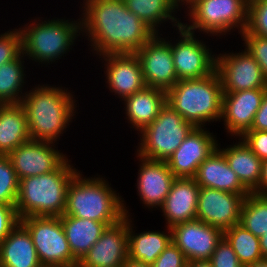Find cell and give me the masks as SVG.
<instances>
[{
	"mask_svg": "<svg viewBox=\"0 0 267 267\" xmlns=\"http://www.w3.org/2000/svg\"><path fill=\"white\" fill-rule=\"evenodd\" d=\"M24 54L0 65V104H18L22 102L24 87ZM22 94V95H21Z\"/></svg>",
	"mask_w": 267,
	"mask_h": 267,
	"instance_id": "obj_30",
	"label": "cell"
},
{
	"mask_svg": "<svg viewBox=\"0 0 267 267\" xmlns=\"http://www.w3.org/2000/svg\"><path fill=\"white\" fill-rule=\"evenodd\" d=\"M38 267H58V266H56V265L41 264Z\"/></svg>",
	"mask_w": 267,
	"mask_h": 267,
	"instance_id": "obj_48",
	"label": "cell"
},
{
	"mask_svg": "<svg viewBox=\"0 0 267 267\" xmlns=\"http://www.w3.org/2000/svg\"><path fill=\"white\" fill-rule=\"evenodd\" d=\"M68 159L55 171L19 180L15 205L20 219L28 216H62L66 208L67 189L79 172Z\"/></svg>",
	"mask_w": 267,
	"mask_h": 267,
	"instance_id": "obj_3",
	"label": "cell"
},
{
	"mask_svg": "<svg viewBox=\"0 0 267 267\" xmlns=\"http://www.w3.org/2000/svg\"><path fill=\"white\" fill-rule=\"evenodd\" d=\"M172 242L187 261L209 260L224 232L200 220L179 223L171 227Z\"/></svg>",
	"mask_w": 267,
	"mask_h": 267,
	"instance_id": "obj_15",
	"label": "cell"
},
{
	"mask_svg": "<svg viewBox=\"0 0 267 267\" xmlns=\"http://www.w3.org/2000/svg\"><path fill=\"white\" fill-rule=\"evenodd\" d=\"M244 199L241 194L200 187L196 219L224 232L240 223Z\"/></svg>",
	"mask_w": 267,
	"mask_h": 267,
	"instance_id": "obj_13",
	"label": "cell"
},
{
	"mask_svg": "<svg viewBox=\"0 0 267 267\" xmlns=\"http://www.w3.org/2000/svg\"><path fill=\"white\" fill-rule=\"evenodd\" d=\"M216 70L223 92L267 88L261 67L246 49L239 53L216 54Z\"/></svg>",
	"mask_w": 267,
	"mask_h": 267,
	"instance_id": "obj_12",
	"label": "cell"
},
{
	"mask_svg": "<svg viewBox=\"0 0 267 267\" xmlns=\"http://www.w3.org/2000/svg\"><path fill=\"white\" fill-rule=\"evenodd\" d=\"M260 239V249L263 258H267V232H264V234L259 237Z\"/></svg>",
	"mask_w": 267,
	"mask_h": 267,
	"instance_id": "obj_44",
	"label": "cell"
},
{
	"mask_svg": "<svg viewBox=\"0 0 267 267\" xmlns=\"http://www.w3.org/2000/svg\"><path fill=\"white\" fill-rule=\"evenodd\" d=\"M137 157L141 162L136 185L140 200L148 208H161L176 177L166 161Z\"/></svg>",
	"mask_w": 267,
	"mask_h": 267,
	"instance_id": "obj_20",
	"label": "cell"
},
{
	"mask_svg": "<svg viewBox=\"0 0 267 267\" xmlns=\"http://www.w3.org/2000/svg\"><path fill=\"white\" fill-rule=\"evenodd\" d=\"M128 258V216L107 226L77 267H121Z\"/></svg>",
	"mask_w": 267,
	"mask_h": 267,
	"instance_id": "obj_16",
	"label": "cell"
},
{
	"mask_svg": "<svg viewBox=\"0 0 267 267\" xmlns=\"http://www.w3.org/2000/svg\"><path fill=\"white\" fill-rule=\"evenodd\" d=\"M19 180L8 155H0V204L16 205Z\"/></svg>",
	"mask_w": 267,
	"mask_h": 267,
	"instance_id": "obj_33",
	"label": "cell"
},
{
	"mask_svg": "<svg viewBox=\"0 0 267 267\" xmlns=\"http://www.w3.org/2000/svg\"><path fill=\"white\" fill-rule=\"evenodd\" d=\"M155 34L137 52L147 87L168 91L179 80L174 67L171 42Z\"/></svg>",
	"mask_w": 267,
	"mask_h": 267,
	"instance_id": "obj_11",
	"label": "cell"
},
{
	"mask_svg": "<svg viewBox=\"0 0 267 267\" xmlns=\"http://www.w3.org/2000/svg\"><path fill=\"white\" fill-rule=\"evenodd\" d=\"M127 9L136 14L156 34L163 21L171 20L172 25L180 27L182 22L175 17L174 12L179 8L177 0H123ZM173 15V16H172ZM167 19V20H166Z\"/></svg>",
	"mask_w": 267,
	"mask_h": 267,
	"instance_id": "obj_29",
	"label": "cell"
},
{
	"mask_svg": "<svg viewBox=\"0 0 267 267\" xmlns=\"http://www.w3.org/2000/svg\"><path fill=\"white\" fill-rule=\"evenodd\" d=\"M30 140L26 111L21 103L0 104V155Z\"/></svg>",
	"mask_w": 267,
	"mask_h": 267,
	"instance_id": "obj_27",
	"label": "cell"
},
{
	"mask_svg": "<svg viewBox=\"0 0 267 267\" xmlns=\"http://www.w3.org/2000/svg\"><path fill=\"white\" fill-rule=\"evenodd\" d=\"M266 91L267 88H257L223 92L221 119H224L225 129L231 136L241 138L250 131Z\"/></svg>",
	"mask_w": 267,
	"mask_h": 267,
	"instance_id": "obj_18",
	"label": "cell"
},
{
	"mask_svg": "<svg viewBox=\"0 0 267 267\" xmlns=\"http://www.w3.org/2000/svg\"><path fill=\"white\" fill-rule=\"evenodd\" d=\"M41 265L28 230L19 222L0 243V267H38Z\"/></svg>",
	"mask_w": 267,
	"mask_h": 267,
	"instance_id": "obj_24",
	"label": "cell"
},
{
	"mask_svg": "<svg viewBox=\"0 0 267 267\" xmlns=\"http://www.w3.org/2000/svg\"><path fill=\"white\" fill-rule=\"evenodd\" d=\"M254 193L267 195V160L262 162L261 180L259 182V187Z\"/></svg>",
	"mask_w": 267,
	"mask_h": 267,
	"instance_id": "obj_42",
	"label": "cell"
},
{
	"mask_svg": "<svg viewBox=\"0 0 267 267\" xmlns=\"http://www.w3.org/2000/svg\"><path fill=\"white\" fill-rule=\"evenodd\" d=\"M54 145V142L30 139L12 150L8 156L18 180L57 170L68 158Z\"/></svg>",
	"mask_w": 267,
	"mask_h": 267,
	"instance_id": "obj_14",
	"label": "cell"
},
{
	"mask_svg": "<svg viewBox=\"0 0 267 267\" xmlns=\"http://www.w3.org/2000/svg\"><path fill=\"white\" fill-rule=\"evenodd\" d=\"M121 267H151V265L146 264L141 261H136L131 258H127V260L124 262V264Z\"/></svg>",
	"mask_w": 267,
	"mask_h": 267,
	"instance_id": "obj_43",
	"label": "cell"
},
{
	"mask_svg": "<svg viewBox=\"0 0 267 267\" xmlns=\"http://www.w3.org/2000/svg\"><path fill=\"white\" fill-rule=\"evenodd\" d=\"M223 88L215 70L199 79L179 80L166 92V103L194 127L221 120Z\"/></svg>",
	"mask_w": 267,
	"mask_h": 267,
	"instance_id": "obj_5",
	"label": "cell"
},
{
	"mask_svg": "<svg viewBox=\"0 0 267 267\" xmlns=\"http://www.w3.org/2000/svg\"><path fill=\"white\" fill-rule=\"evenodd\" d=\"M183 252L171 242L154 261L151 267H187Z\"/></svg>",
	"mask_w": 267,
	"mask_h": 267,
	"instance_id": "obj_38",
	"label": "cell"
},
{
	"mask_svg": "<svg viewBox=\"0 0 267 267\" xmlns=\"http://www.w3.org/2000/svg\"><path fill=\"white\" fill-rule=\"evenodd\" d=\"M82 32L98 56L113 53H136L156 33L123 0L83 1ZM89 34V35H88Z\"/></svg>",
	"mask_w": 267,
	"mask_h": 267,
	"instance_id": "obj_1",
	"label": "cell"
},
{
	"mask_svg": "<svg viewBox=\"0 0 267 267\" xmlns=\"http://www.w3.org/2000/svg\"><path fill=\"white\" fill-rule=\"evenodd\" d=\"M22 53L20 28L0 34V65L18 58Z\"/></svg>",
	"mask_w": 267,
	"mask_h": 267,
	"instance_id": "obj_35",
	"label": "cell"
},
{
	"mask_svg": "<svg viewBox=\"0 0 267 267\" xmlns=\"http://www.w3.org/2000/svg\"><path fill=\"white\" fill-rule=\"evenodd\" d=\"M75 102L72 93L62 87L46 84L27 91L21 104L26 111L30 139L58 141L75 116Z\"/></svg>",
	"mask_w": 267,
	"mask_h": 267,
	"instance_id": "obj_2",
	"label": "cell"
},
{
	"mask_svg": "<svg viewBox=\"0 0 267 267\" xmlns=\"http://www.w3.org/2000/svg\"><path fill=\"white\" fill-rule=\"evenodd\" d=\"M20 223L28 230L41 264L77 267L59 216H28Z\"/></svg>",
	"mask_w": 267,
	"mask_h": 267,
	"instance_id": "obj_9",
	"label": "cell"
},
{
	"mask_svg": "<svg viewBox=\"0 0 267 267\" xmlns=\"http://www.w3.org/2000/svg\"><path fill=\"white\" fill-rule=\"evenodd\" d=\"M195 127L166 160L176 178H194L199 165L217 148L215 135Z\"/></svg>",
	"mask_w": 267,
	"mask_h": 267,
	"instance_id": "obj_17",
	"label": "cell"
},
{
	"mask_svg": "<svg viewBox=\"0 0 267 267\" xmlns=\"http://www.w3.org/2000/svg\"><path fill=\"white\" fill-rule=\"evenodd\" d=\"M105 60L106 83L121 100L146 87L141 63L136 53L102 55Z\"/></svg>",
	"mask_w": 267,
	"mask_h": 267,
	"instance_id": "obj_19",
	"label": "cell"
},
{
	"mask_svg": "<svg viewBox=\"0 0 267 267\" xmlns=\"http://www.w3.org/2000/svg\"><path fill=\"white\" fill-rule=\"evenodd\" d=\"M241 140L262 160H267V131L250 130Z\"/></svg>",
	"mask_w": 267,
	"mask_h": 267,
	"instance_id": "obj_39",
	"label": "cell"
},
{
	"mask_svg": "<svg viewBox=\"0 0 267 267\" xmlns=\"http://www.w3.org/2000/svg\"><path fill=\"white\" fill-rule=\"evenodd\" d=\"M224 238L231 245L244 267L263 259L259 237L248 231L240 223L224 231Z\"/></svg>",
	"mask_w": 267,
	"mask_h": 267,
	"instance_id": "obj_31",
	"label": "cell"
},
{
	"mask_svg": "<svg viewBox=\"0 0 267 267\" xmlns=\"http://www.w3.org/2000/svg\"><path fill=\"white\" fill-rule=\"evenodd\" d=\"M176 30H179L180 39L171 43V52L178 80L199 79L212 74L216 70L215 54L212 55L205 42L195 38L196 35L182 25Z\"/></svg>",
	"mask_w": 267,
	"mask_h": 267,
	"instance_id": "obj_10",
	"label": "cell"
},
{
	"mask_svg": "<svg viewBox=\"0 0 267 267\" xmlns=\"http://www.w3.org/2000/svg\"><path fill=\"white\" fill-rule=\"evenodd\" d=\"M121 197L103 177L84 178L79 171L68 186L63 215L104 222L110 226L125 216L130 217Z\"/></svg>",
	"mask_w": 267,
	"mask_h": 267,
	"instance_id": "obj_4",
	"label": "cell"
},
{
	"mask_svg": "<svg viewBox=\"0 0 267 267\" xmlns=\"http://www.w3.org/2000/svg\"><path fill=\"white\" fill-rule=\"evenodd\" d=\"M248 3L249 0H193L187 6L192 24L182 26L194 34L198 29L209 36H220L234 28L242 34L248 22Z\"/></svg>",
	"mask_w": 267,
	"mask_h": 267,
	"instance_id": "obj_7",
	"label": "cell"
},
{
	"mask_svg": "<svg viewBox=\"0 0 267 267\" xmlns=\"http://www.w3.org/2000/svg\"><path fill=\"white\" fill-rule=\"evenodd\" d=\"M132 220L128 218V257L152 265L163 250L172 242L171 228L168 231L133 232ZM135 233V234H134Z\"/></svg>",
	"mask_w": 267,
	"mask_h": 267,
	"instance_id": "obj_28",
	"label": "cell"
},
{
	"mask_svg": "<svg viewBox=\"0 0 267 267\" xmlns=\"http://www.w3.org/2000/svg\"><path fill=\"white\" fill-rule=\"evenodd\" d=\"M250 130L267 131V91L263 96L260 108L255 114Z\"/></svg>",
	"mask_w": 267,
	"mask_h": 267,
	"instance_id": "obj_41",
	"label": "cell"
},
{
	"mask_svg": "<svg viewBox=\"0 0 267 267\" xmlns=\"http://www.w3.org/2000/svg\"><path fill=\"white\" fill-rule=\"evenodd\" d=\"M178 1V4H179V6L181 5H184V4H186V6L187 5H189L193 0H177ZM181 3V4H180Z\"/></svg>",
	"mask_w": 267,
	"mask_h": 267,
	"instance_id": "obj_47",
	"label": "cell"
},
{
	"mask_svg": "<svg viewBox=\"0 0 267 267\" xmlns=\"http://www.w3.org/2000/svg\"><path fill=\"white\" fill-rule=\"evenodd\" d=\"M209 261L212 267H244L224 237L216 246Z\"/></svg>",
	"mask_w": 267,
	"mask_h": 267,
	"instance_id": "obj_37",
	"label": "cell"
},
{
	"mask_svg": "<svg viewBox=\"0 0 267 267\" xmlns=\"http://www.w3.org/2000/svg\"><path fill=\"white\" fill-rule=\"evenodd\" d=\"M241 37L243 38L245 49L258 62L267 80V37L250 34L247 30L241 34Z\"/></svg>",
	"mask_w": 267,
	"mask_h": 267,
	"instance_id": "obj_36",
	"label": "cell"
},
{
	"mask_svg": "<svg viewBox=\"0 0 267 267\" xmlns=\"http://www.w3.org/2000/svg\"><path fill=\"white\" fill-rule=\"evenodd\" d=\"M247 267H267V258H263L262 260L256 261Z\"/></svg>",
	"mask_w": 267,
	"mask_h": 267,
	"instance_id": "obj_46",
	"label": "cell"
},
{
	"mask_svg": "<svg viewBox=\"0 0 267 267\" xmlns=\"http://www.w3.org/2000/svg\"><path fill=\"white\" fill-rule=\"evenodd\" d=\"M18 217L15 205L0 204V243L18 225Z\"/></svg>",
	"mask_w": 267,
	"mask_h": 267,
	"instance_id": "obj_40",
	"label": "cell"
},
{
	"mask_svg": "<svg viewBox=\"0 0 267 267\" xmlns=\"http://www.w3.org/2000/svg\"><path fill=\"white\" fill-rule=\"evenodd\" d=\"M62 227L73 257L79 262L99 240L107 228L104 222L70 215L60 216Z\"/></svg>",
	"mask_w": 267,
	"mask_h": 267,
	"instance_id": "obj_25",
	"label": "cell"
},
{
	"mask_svg": "<svg viewBox=\"0 0 267 267\" xmlns=\"http://www.w3.org/2000/svg\"><path fill=\"white\" fill-rule=\"evenodd\" d=\"M195 127L167 103L155 120L140 132L136 155L166 161Z\"/></svg>",
	"mask_w": 267,
	"mask_h": 267,
	"instance_id": "obj_8",
	"label": "cell"
},
{
	"mask_svg": "<svg viewBox=\"0 0 267 267\" xmlns=\"http://www.w3.org/2000/svg\"><path fill=\"white\" fill-rule=\"evenodd\" d=\"M240 140L236 144L217 149L224 155L229 167L237 174L240 182L250 191L259 187L261 180L262 160Z\"/></svg>",
	"mask_w": 267,
	"mask_h": 267,
	"instance_id": "obj_26",
	"label": "cell"
},
{
	"mask_svg": "<svg viewBox=\"0 0 267 267\" xmlns=\"http://www.w3.org/2000/svg\"><path fill=\"white\" fill-rule=\"evenodd\" d=\"M246 30L267 37V0H249Z\"/></svg>",
	"mask_w": 267,
	"mask_h": 267,
	"instance_id": "obj_34",
	"label": "cell"
},
{
	"mask_svg": "<svg viewBox=\"0 0 267 267\" xmlns=\"http://www.w3.org/2000/svg\"><path fill=\"white\" fill-rule=\"evenodd\" d=\"M199 190L194 178H175L161 207L167 227L196 219Z\"/></svg>",
	"mask_w": 267,
	"mask_h": 267,
	"instance_id": "obj_21",
	"label": "cell"
},
{
	"mask_svg": "<svg viewBox=\"0 0 267 267\" xmlns=\"http://www.w3.org/2000/svg\"><path fill=\"white\" fill-rule=\"evenodd\" d=\"M78 20L79 22L54 18L36 22L35 19L32 24L24 25L20 28L24 56L41 64L61 59L82 33L81 20Z\"/></svg>",
	"mask_w": 267,
	"mask_h": 267,
	"instance_id": "obj_6",
	"label": "cell"
},
{
	"mask_svg": "<svg viewBox=\"0 0 267 267\" xmlns=\"http://www.w3.org/2000/svg\"><path fill=\"white\" fill-rule=\"evenodd\" d=\"M122 101L125 102L126 119L135 130L141 132L155 120L166 104V91L146 86Z\"/></svg>",
	"mask_w": 267,
	"mask_h": 267,
	"instance_id": "obj_23",
	"label": "cell"
},
{
	"mask_svg": "<svg viewBox=\"0 0 267 267\" xmlns=\"http://www.w3.org/2000/svg\"><path fill=\"white\" fill-rule=\"evenodd\" d=\"M240 224L257 237L267 232V195L250 192L245 197Z\"/></svg>",
	"mask_w": 267,
	"mask_h": 267,
	"instance_id": "obj_32",
	"label": "cell"
},
{
	"mask_svg": "<svg viewBox=\"0 0 267 267\" xmlns=\"http://www.w3.org/2000/svg\"><path fill=\"white\" fill-rule=\"evenodd\" d=\"M194 179L200 187L241 194L244 197L250 193L217 148L199 165Z\"/></svg>",
	"mask_w": 267,
	"mask_h": 267,
	"instance_id": "obj_22",
	"label": "cell"
},
{
	"mask_svg": "<svg viewBox=\"0 0 267 267\" xmlns=\"http://www.w3.org/2000/svg\"><path fill=\"white\" fill-rule=\"evenodd\" d=\"M187 267H212L209 260L189 261Z\"/></svg>",
	"mask_w": 267,
	"mask_h": 267,
	"instance_id": "obj_45",
	"label": "cell"
}]
</instances>
